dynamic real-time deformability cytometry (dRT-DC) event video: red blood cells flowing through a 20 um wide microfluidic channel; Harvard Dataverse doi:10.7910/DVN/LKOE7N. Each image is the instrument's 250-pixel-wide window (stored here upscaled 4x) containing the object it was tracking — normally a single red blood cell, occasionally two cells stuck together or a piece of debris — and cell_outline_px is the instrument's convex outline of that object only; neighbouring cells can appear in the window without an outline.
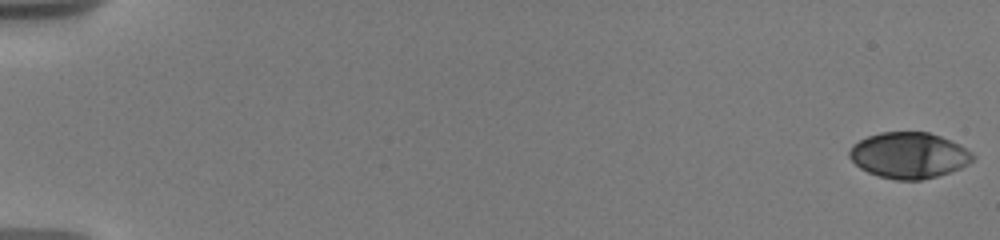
{"species": "human", "species_latin": "Homo sapiens", "temperature_condition": "warm", "stored_images_in_passage": 30, "camera_frame_rate_fps": 3000, "um_per_image_px": 0.085, "donor": {"sex": "male"}, "frame": {"image": 1, "passage_image": 1, "time_ms": 0.0, "image_size_px": [1000, 240], "cell_outline_px": [[976, 156], [968, 164], [960, 168], [936, 176], [920, 180], [896, 180], [880, 176], [868, 172], [860, 168], [848, 156], [848, 152], [852, 144], [868, 136], [880, 132], [928, 132], [940, 136], [960, 144], [972, 152]], "centroid_in_image_um": [77.25, 13.19], "position_along_channel_um": 7.7, "area_um2": 33.0}}
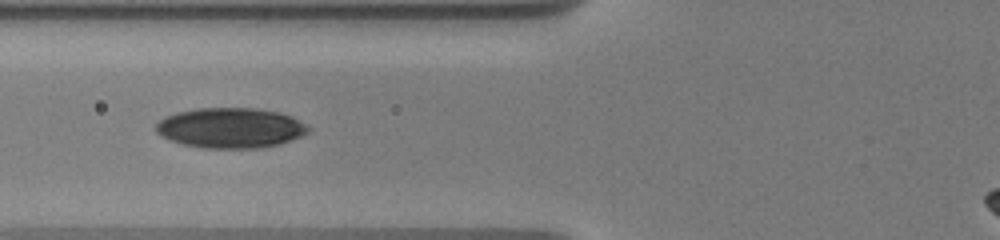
{"frame": {"image": 2, "passage_image": 18, "time_ms": 7.667, "image_size_px": [1000, 240], "cell_outline_px": [[308, 132], [300, 136], [280, 144], [260, 148], [204, 148], [184, 144], [168, 140], [156, 132], [156, 124], [160, 120], [176, 112], [196, 108], [256, 108], [280, 112], [292, 116], [304, 124], [308, 128]], "centroid_in_image_um": [19.58, 10.87], "position_along_channel_um": 106.2, "area_um2": 35.6}}
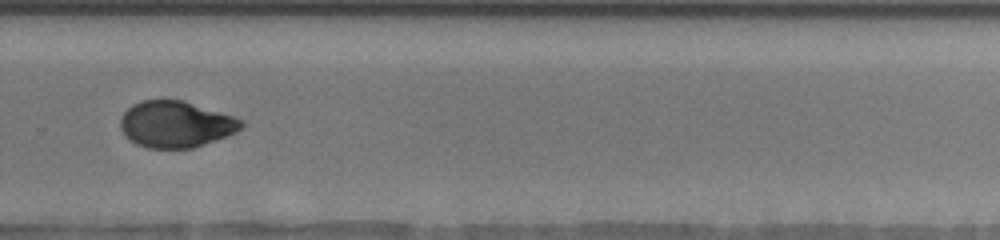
{"frame": {"image": 3, "passage_image": 25, "time_ms": 13.333, "image_size_px": [1000, 240], "cell_outline_px": [[244, 124], [236, 132], [204, 144], [192, 148], [148, 148], [136, 144], [124, 136], [120, 128], [120, 116], [132, 104], [140, 100], [184, 100], [244, 120]], "centroid_in_image_um": [14.9, 10.56], "position_along_channel_um": 314.9, "area_um2": 32.71}, "authors_computed_cell_mechanics": {"area_um2": 33.1483, "velocity_mm_per_s": 3.6967, "shape_relaxation_time_tau1_ms": 8.5, "shape_relaxation_time_tau2_ms": 2.2134, "deformation_change_tau1": 0.221, "deformation_change_tau2": 0.0548}}